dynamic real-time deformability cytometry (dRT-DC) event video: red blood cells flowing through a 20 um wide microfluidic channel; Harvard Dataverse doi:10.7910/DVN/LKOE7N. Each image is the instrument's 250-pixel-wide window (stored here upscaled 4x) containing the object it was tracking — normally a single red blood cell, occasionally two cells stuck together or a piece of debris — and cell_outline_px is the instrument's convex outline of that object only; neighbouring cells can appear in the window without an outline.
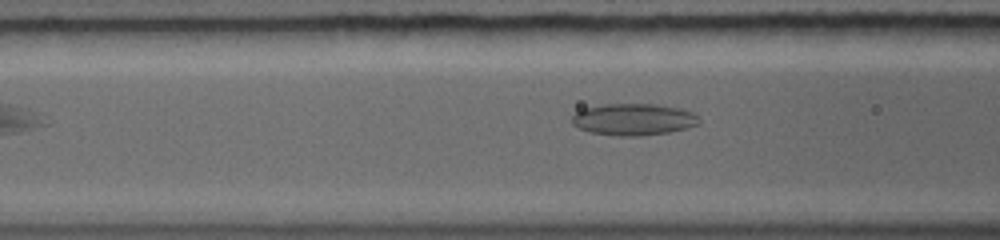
{"species": "common noctule bat (a hibernating species)", "species_latin": "Nyctalus noctula", "temperature_condition": "warm", "stored_images_in_passage": 8, "camera_frame_rate_fps": 5000, "um_per_image_px": 0.085, "animal": {"sex": "female", "body_mass_g": 19.0, "forearm_length_mm": 56.7}, "frame": {"image": 1, "passage_image": 7, "time_ms": 1.2, "image_size_px": [1000, 240], "cell_outline_px": [[696, 116], [692, 124], [680, 128], [660, 132], [596, 132], [584, 128], [576, 124], [572, 120], [576, 112], [580, 108], [600, 104], [656, 104], [680, 108]], "centroid_in_image_um": [53.75, 10.03], "position_along_channel_um": 112.9, "area_um2": 21.04}}